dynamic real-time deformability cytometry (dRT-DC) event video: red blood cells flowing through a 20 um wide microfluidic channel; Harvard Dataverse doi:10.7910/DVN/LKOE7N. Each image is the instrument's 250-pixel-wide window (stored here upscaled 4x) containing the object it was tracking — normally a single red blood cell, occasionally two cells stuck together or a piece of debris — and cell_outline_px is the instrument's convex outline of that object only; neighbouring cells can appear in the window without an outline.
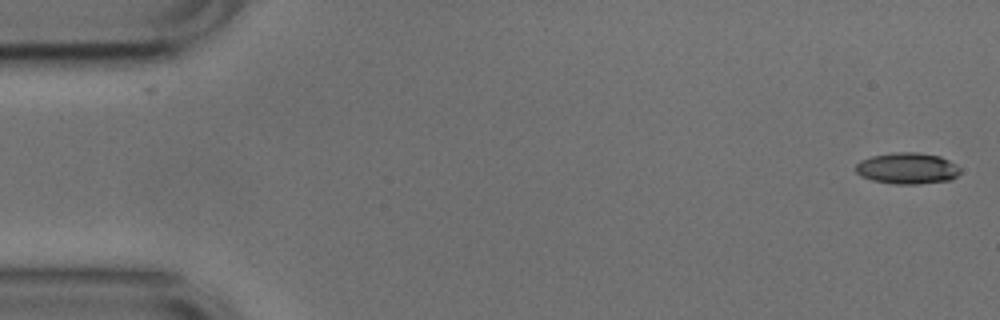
{"species": "common noctule bat (a hibernating species)", "species_latin": "Nyctalus noctula", "temperature_condition": "cold", "stored_images_in_passage": 52, "camera_frame_rate_fps": 3000, "um_per_image_px": 0.085, "animal": {"sex": "male", "body_mass_g": 17.9, "forearm_length_mm": 54.2}, "frame": {"image": 1, "passage_image": 1, "time_ms": 0.0, "image_size_px": [1000, 320], "cell_outline_px": [[960, 172], [952, 180], [916, 184], [896, 184], [872, 180], [860, 176], [856, 172], [856, 164], [860, 160], [872, 156], [896, 152], [916, 152], [940, 156], [956, 164], [960, 168]], "centroid_in_image_um": [77.12, 14.31], "position_along_channel_um": 7.9, "area_um2": 19.07}}
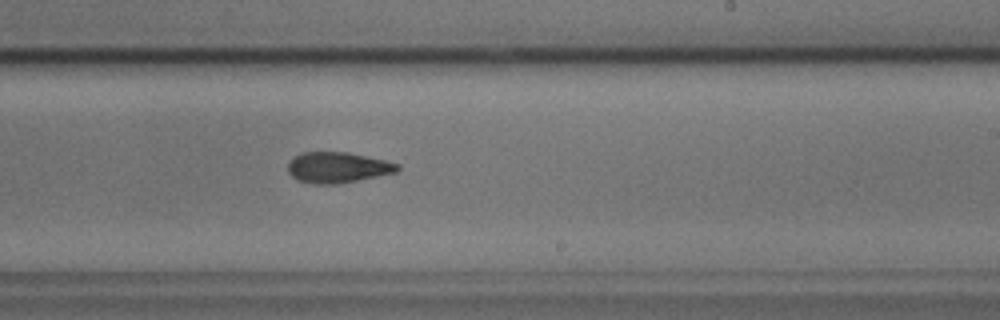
{"frame": {"image": 2, "passage_image": 31, "time_ms": 10.0, "image_size_px": [1000, 320], "cell_outline_px": [[400, 168], [396, 172], [336, 184], [312, 184], [296, 180], [288, 172], [288, 164], [300, 152], [348, 152], [384, 160], [400, 164]], "centroid_in_image_um": [28.68, 14.23], "position_along_channel_um": 260.3, "area_um2": 19.48}}
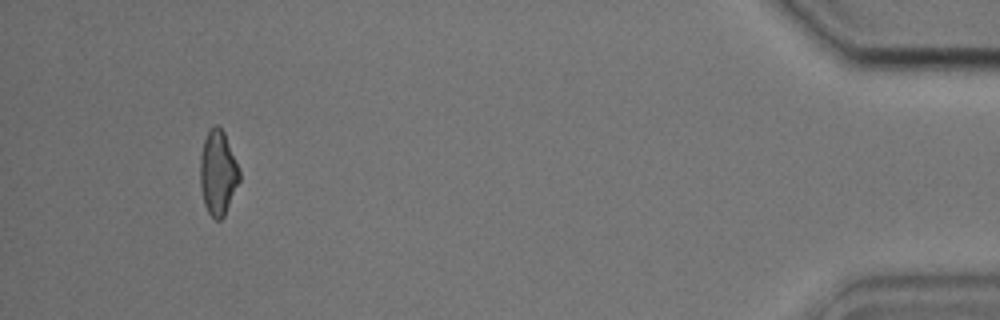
{"frame": {"image": 3, "passage_image": 49, "time_ms": 16.0, "image_size_px": [1000, 320], "cell_outline_px": [[240, 180], [224, 216], [220, 220], [216, 220], [208, 212], [204, 204], [200, 188], [200, 156], [204, 140], [208, 132], [216, 124], [224, 132], [240, 168]], "centroid_in_image_um": [18.53, 14.7], "position_along_channel_um": 416.7, "area_um2": 19.36}, "authors_computed_cell_mechanics": {"area_um2": 19.5364, "velocity_mm_per_s": 3.7913, "shape_relaxation_time_tau1_ms": 9.2573, "shape_relaxation_time_tau2_ms": 4.2587, "deformation_change_tau1": 0.2061, "deformation_change_tau2": 0.1146}}